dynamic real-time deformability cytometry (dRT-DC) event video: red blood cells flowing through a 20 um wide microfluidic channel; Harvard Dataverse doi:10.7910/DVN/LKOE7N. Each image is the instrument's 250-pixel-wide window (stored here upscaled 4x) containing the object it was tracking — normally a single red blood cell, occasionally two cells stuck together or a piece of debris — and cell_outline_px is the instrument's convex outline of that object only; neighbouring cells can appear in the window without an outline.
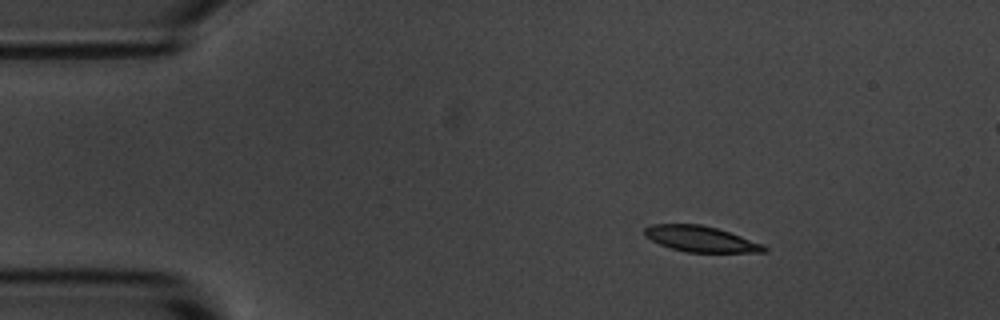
{"species": "common noctule bat (a hibernating species)", "species_latin": "Nyctalus noctula", "temperature_condition": "room temperature", "stored_images_in_passage": 49, "segment_of_instrument_passage": [1, 2], "camera_frame_rate_fps": 3000, "um_per_image_px": 0.085, "animal": {"sex": "male", "body_mass_g": 20.1, "forearm_length_mm": 53.5}, "frame": {"image": 1, "passage_image": 1, "time_ms": 0.0, "image_size_px": [1000, 320], "cell_outline_px": [[768, 252], [684, 252], [660, 244], [644, 236], [644, 228], [652, 224], [700, 224], [716, 228], [764, 244], [768, 248]], "centroid_in_image_um": [59.56, 20.31], "position_along_channel_um": 25.4, "area_um2": 17.86}}
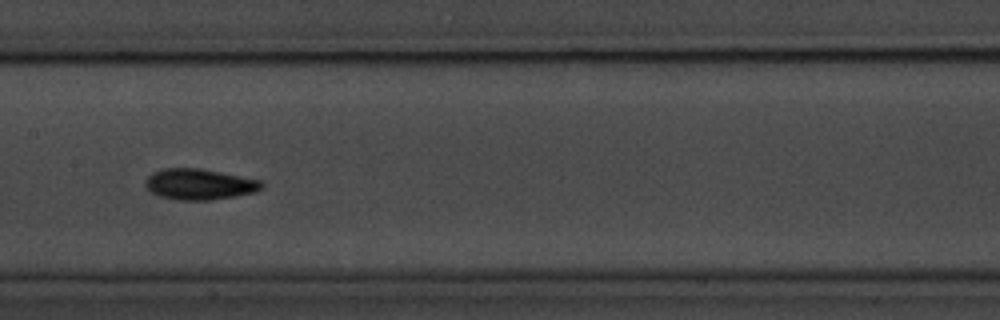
{"frame": {"image": 2, "passage_image": 20, "time_ms": 6.333, "image_size_px": [1000, 320], "cell_outline_px": [[264, 188], [256, 192], [236, 196], [208, 200], [176, 200], [160, 196], [152, 192], [144, 184], [144, 180], [152, 172], [160, 168], [200, 168], [260, 180], [264, 184]], "centroid_in_image_um": [16.94, 15.66], "position_along_channel_um": 190.5, "area_um2": 21.04}}
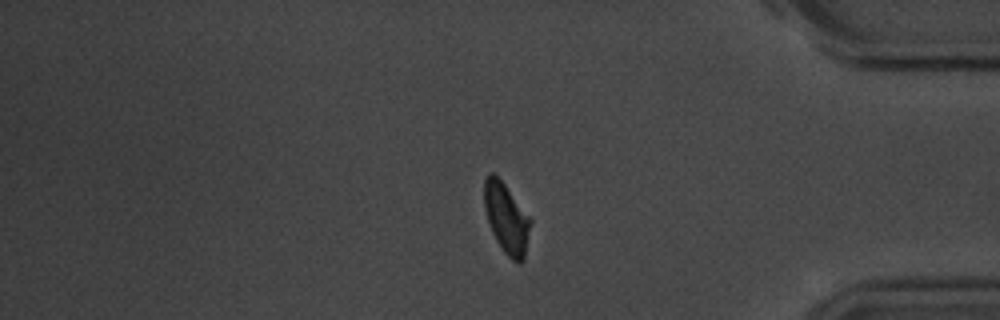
{"frame": {"image": 3, "passage_image": 39, "time_ms": 12.667, "image_size_px": [1000, 320], "cell_outline_px": [[532, 220], [524, 260], [520, 264], [516, 264], [504, 252], [496, 240], [492, 232], [484, 208], [484, 180], [488, 172], [492, 172], [504, 184]], "centroid_in_image_um": [43.05, 18.59], "position_along_channel_um": 392.2, "area_um2": 18.84}}